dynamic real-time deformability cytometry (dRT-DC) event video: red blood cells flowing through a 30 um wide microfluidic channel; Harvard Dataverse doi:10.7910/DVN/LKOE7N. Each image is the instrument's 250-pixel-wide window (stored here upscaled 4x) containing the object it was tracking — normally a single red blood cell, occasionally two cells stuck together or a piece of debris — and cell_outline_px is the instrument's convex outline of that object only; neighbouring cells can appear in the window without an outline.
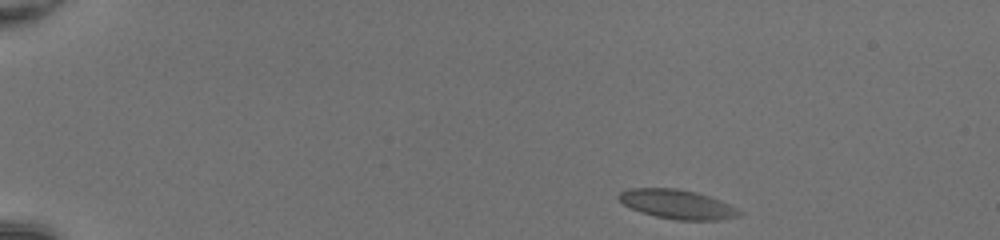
{"species": "common noctule bat (a hibernating species)", "species_latin": "Nyctalus noctula", "temperature_condition": "room temperature", "stored_images_in_passage": 44, "camera_frame_rate_fps": 3000, "um_per_image_px": 0.085, "animal": {"sex": "female", "body_mass_g": 20.0, "forearm_length_mm": 54.0}, "frame": {"image": 1, "passage_image": 1, "time_ms": 0.0, "image_size_px": [1000, 240], "cell_outline_px": [[744, 212], [740, 216], [720, 220], [676, 220], [656, 216], [640, 212], [624, 204], [616, 196], [620, 192], [628, 188], [676, 188], [696, 192], [720, 200]], "centroid_in_image_um": [57.58, 17.36], "position_along_channel_um": 27.4, "area_um2": 20.52}}
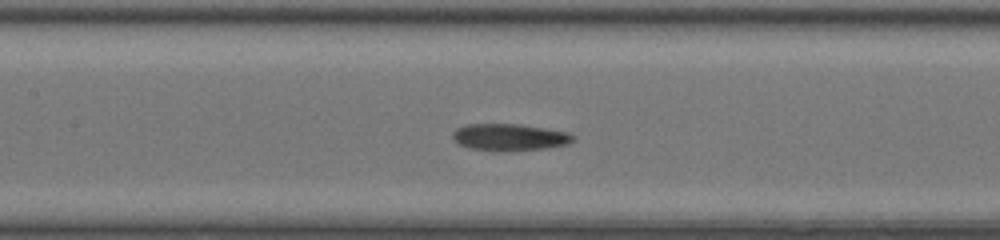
{"frame": {"image": 2, "passage_image": 19, "time_ms": 6.0, "image_size_px": [1000, 240], "cell_outline_px": [[576, 140], [568, 144], [548, 148], [472, 148], [456, 144], [452, 136], [452, 132], [456, 128], [464, 124], [520, 124], [568, 132], [576, 136]], "centroid_in_image_um": [43.33, 11.6], "position_along_channel_um": 164.1, "area_um2": 18.15}}
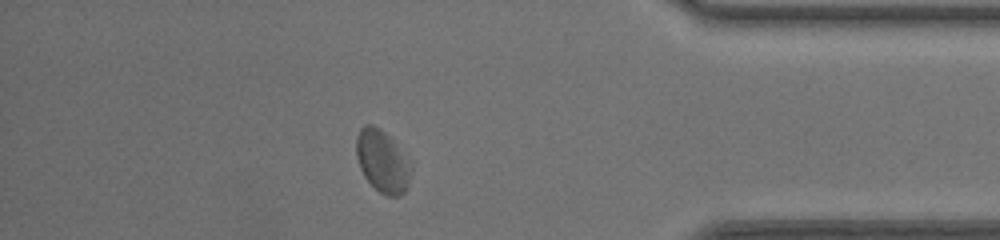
{"frame": {"image": 3, "passage_image": 38, "time_ms": 12.333, "image_size_px": [1000, 240], "cell_outline_px": [[412, 168], [408, 184], [404, 192], [400, 196], [388, 196], [380, 192], [364, 176], [360, 168], [356, 156], [356, 136], [360, 128], [364, 124], [372, 124], [380, 128], [392, 140], [412, 164]], "centroid_in_image_um": [32.49, 13.69], "position_along_channel_um": 402.7, "area_um2": 19.77}, "authors_computed_cell_mechanics": {"area_um2": 19.5942, "velocity_mm_per_s": 4.1531, "shape_relaxation_time_tau1_ms": 5.4236, "shape_relaxation_time_tau2_ms": 1.2658, "deformation_change_tau1": 0.145, "deformation_change_tau2": 0.0612}}